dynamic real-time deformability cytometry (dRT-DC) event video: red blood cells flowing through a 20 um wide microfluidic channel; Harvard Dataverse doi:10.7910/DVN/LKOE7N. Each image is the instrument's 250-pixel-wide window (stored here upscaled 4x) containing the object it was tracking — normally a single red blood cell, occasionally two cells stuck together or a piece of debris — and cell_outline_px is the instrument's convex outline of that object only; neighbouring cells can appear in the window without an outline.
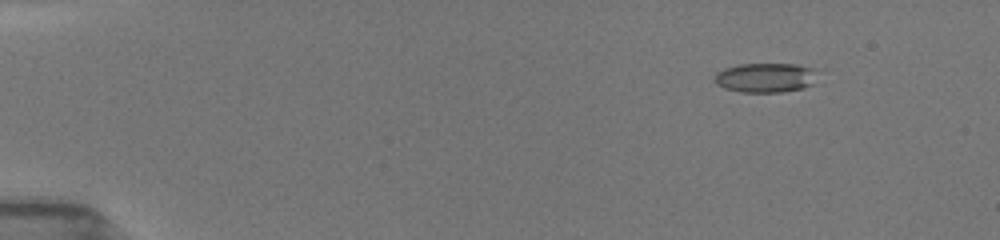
{"species": "common noctule bat (a hibernating species)", "species_latin": "Nyctalus noctula", "temperature_condition": "room temperature", "stored_images_in_passage": 45, "camera_frame_rate_fps": 3000, "um_per_image_px": 0.085, "animal": {"sex": "female", "body_mass_g": 19.5, "forearm_length_mm": 54.1}, "frame": {"image": 1, "passage_image": 1, "time_ms": 0.0, "image_size_px": [1000, 240], "cell_outline_px": [[816, 68], [812, 84], [804, 88], [784, 92], [740, 92], [724, 88], [716, 84], [716, 72], [724, 68], [740, 64], [796, 64]], "centroid_in_image_um": [65.06, 6.6], "position_along_channel_um": 19.9, "area_um2": 17.69}}
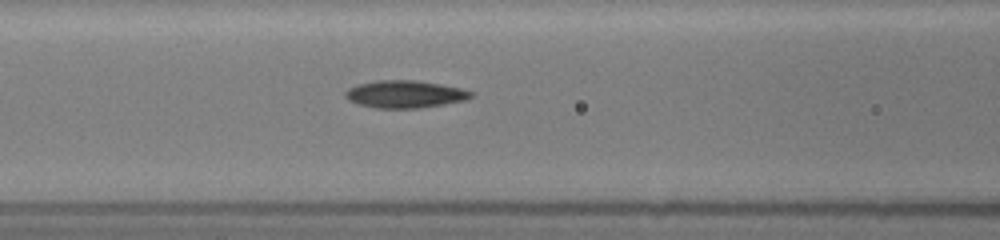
{"frame": {"image": 2, "passage_image": 17, "time_ms": 5.667, "image_size_px": [1000, 240], "cell_outline_px": [[472, 96], [464, 100], [444, 104], [420, 108], [376, 108], [360, 104], [348, 100], [344, 96], [344, 92], [348, 88], [356, 84], [376, 80], [416, 80], [440, 84], [460, 88], [472, 92]], "centroid_in_image_um": [34.36, 8.0], "position_along_channel_um": 132.2, "area_um2": 20.06}}
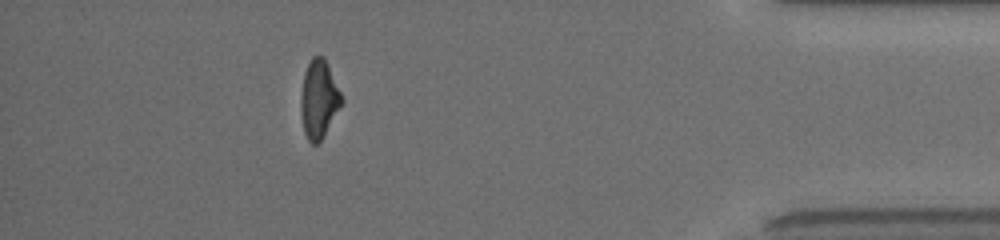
{"frame": {"image": 3, "passage_image": 40, "time_ms": 13.667, "image_size_px": [1000, 240], "cell_outline_px": [[344, 100], [324, 136], [316, 144], [312, 144], [308, 140], [304, 132], [300, 108], [300, 96], [304, 72], [312, 56], [324, 56]], "centroid_in_image_um": [27.09, 8.42], "position_along_channel_um": 408.1, "area_um2": 18.55}, "authors_computed_cell_mechanics": {"area_um2": 19.1896, "velocity_mm_per_s": 3.9749, "shape_relaxation_time_tau1_ms": 4.8844, "shape_relaxation_time_tau2_ms": 2.9112, "deformation_change_tau1": 0.1768, "deformation_change_tau2": 0.113}}